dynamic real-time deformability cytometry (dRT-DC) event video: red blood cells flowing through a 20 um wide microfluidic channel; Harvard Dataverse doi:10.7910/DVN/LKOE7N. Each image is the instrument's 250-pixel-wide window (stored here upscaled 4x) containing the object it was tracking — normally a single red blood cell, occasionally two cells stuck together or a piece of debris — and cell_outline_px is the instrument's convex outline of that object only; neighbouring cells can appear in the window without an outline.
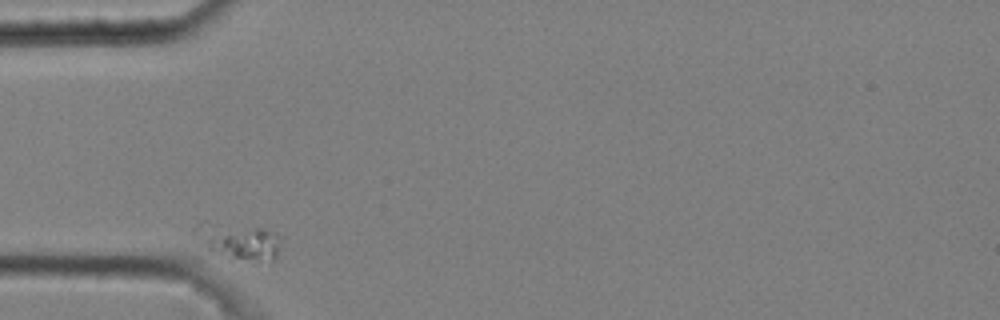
{"species": "common noctule bat (a hibernating species)", "species_latin": "Nyctalus noctula", "temperature_condition": "cold", "stored_images_in_passage": 1, "camera_frame_rate_fps": 3000, "um_per_image_px": 0.085, "animal": {"sex": "male", "body_mass_g": 20.4}, "frame": {"image": 1, "passage_image": 1, "time_ms": 0.0, "image_size_px": [1000, 320], "cell_outline_px": [[280, 244], [276, 260], [272, 264], [232, 256], [208, 248], [208, 240], [256, 228], [264, 228], [276, 232], [280, 236]], "centroid_in_image_um": [21.2, 20.83], "position_along_channel_um": 63.8, "area_um2": 12.66}}